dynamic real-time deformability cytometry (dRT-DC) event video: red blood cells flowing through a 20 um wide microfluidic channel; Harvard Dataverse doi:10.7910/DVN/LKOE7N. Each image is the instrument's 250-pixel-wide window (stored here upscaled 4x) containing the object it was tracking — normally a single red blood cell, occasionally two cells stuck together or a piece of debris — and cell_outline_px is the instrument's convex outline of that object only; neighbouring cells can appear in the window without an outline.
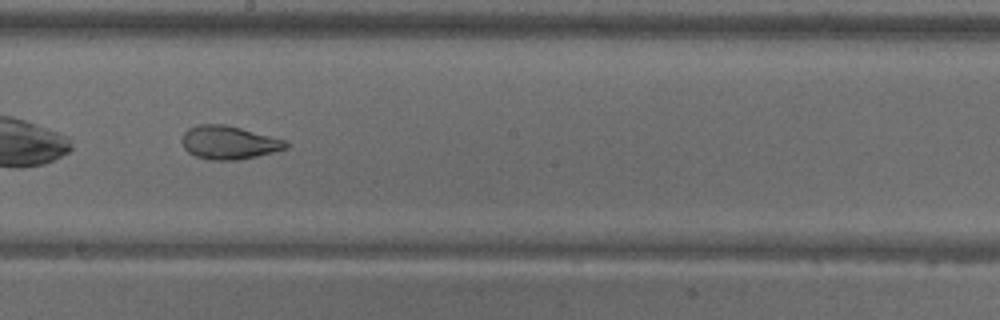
{"species": "common noctule bat (a hibernating species)", "species_latin": "Nyctalus noctula", "temperature_condition": "warm", "stored_images_in_passage": 51, "camera_frame_rate_fps": 3000, "um_per_image_px": 0.085, "animal": {"sex": "male", "body_mass_g": 18.8}, "frame": {"image": 1, "passage_image": 30, "time_ms": 9.667, "image_size_px": [1000, 320], "cell_outline_px": [[288, 148], [256, 156], [236, 160], [212, 160], [196, 156], [188, 152], [184, 148], [180, 140], [184, 132], [188, 128], [200, 124], [224, 124], [288, 140]], "centroid_in_image_um": [19.44, 12.11], "position_along_channel_um": 228.8, "area_um2": 20.23}, "authors_computed_cell_mechanics": {"area_um2": 25.5476, "velocity_mm_per_s": 3.665, "shape_relaxation_time_tau1_ms": null, "shape_relaxation_time_tau2_ms": 1.5667, "deformation_change_tau1": null, "deformation_change_tau2": 0.0828}}